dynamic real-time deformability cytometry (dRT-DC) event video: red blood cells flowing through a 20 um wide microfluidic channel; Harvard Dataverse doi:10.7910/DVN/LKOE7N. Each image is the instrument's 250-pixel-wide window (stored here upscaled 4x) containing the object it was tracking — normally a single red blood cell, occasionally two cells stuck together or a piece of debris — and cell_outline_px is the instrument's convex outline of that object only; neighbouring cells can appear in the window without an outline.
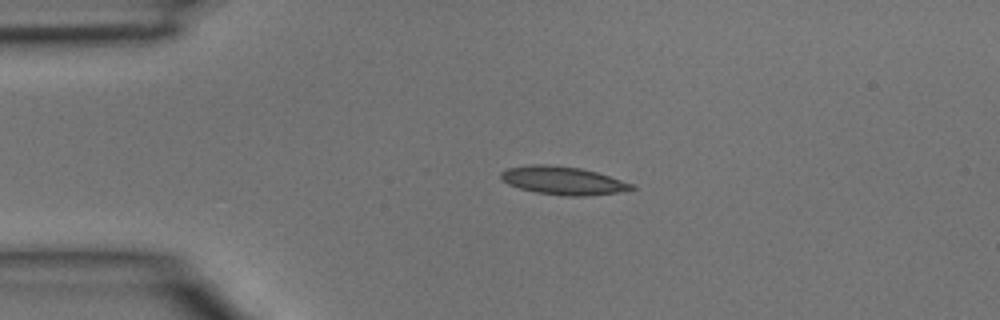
{"species": "common noctule bat (a hibernating species)", "species_latin": "Nyctalus noctula", "temperature_condition": "room temperature", "stored_images_in_passage": 2, "camera_frame_rate_fps": 3000, "um_per_image_px": 0.085, "animal": {"sex": "male", "body_mass_g": 15.6}, "frame": {"image": 1, "passage_image": 1, "time_ms": 0.0, "image_size_px": [1000, 320], "cell_outline_px": [[636, 188], [616, 192], [584, 196], [564, 196], [536, 192], [520, 188], [508, 184], [500, 180], [500, 172], [508, 168], [532, 164], [544, 164], [580, 168], [596, 172], [636, 184]], "centroid_in_image_um": [47.84, 15.34], "position_along_channel_um": 37.2, "area_um2": 21.39}}
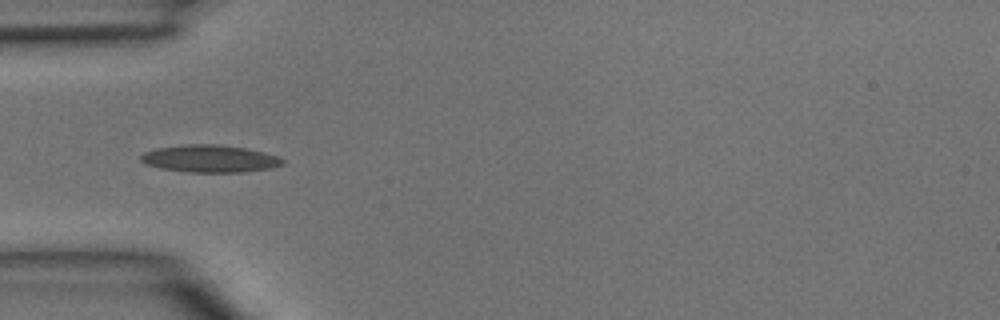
{"frame": {"image": 2, "passage_image": 2, "time_ms": 0.333, "image_size_px": [1000, 320], "cell_outline_px": [[284, 164], [268, 168], [240, 172], [188, 172], [160, 168], [144, 164], [140, 160], [140, 156], [144, 152], [156, 148], [184, 144], [220, 144], [248, 148], [264, 152], [276, 156], [284, 160]], "centroid_in_image_um": [17.79, 13.47], "position_along_channel_um": 67.2, "area_um2": 22.66}}